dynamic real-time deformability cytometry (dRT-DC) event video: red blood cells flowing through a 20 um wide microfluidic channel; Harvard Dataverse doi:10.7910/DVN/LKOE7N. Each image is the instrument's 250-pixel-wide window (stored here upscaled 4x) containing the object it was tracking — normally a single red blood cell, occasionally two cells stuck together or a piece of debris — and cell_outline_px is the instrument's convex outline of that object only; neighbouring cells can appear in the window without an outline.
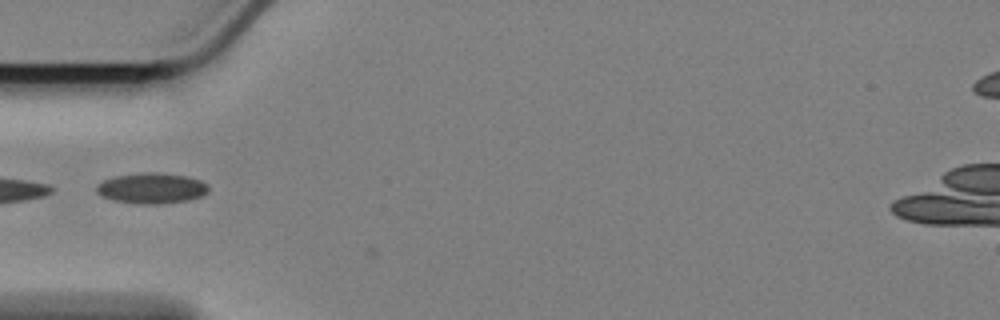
{"species": "Egyptian fruit bat (a non-hibernating species)", "species_latin": "Rousettus aegyptiacus", "temperature_condition": "cold", "stored_images_in_passage": 4, "camera_frame_rate_fps": 3000, "um_per_image_px": 0.085, "animal": {"sex": "female"}, "frame": {"image": 1, "passage_image": 3, "time_ms": 0.667, "image_size_px": [1000, 320], "cell_outline_px": [[208, 192], [200, 196], [188, 200], [156, 204], [140, 204], [116, 200], [104, 196], [96, 192], [96, 184], [104, 180], [116, 176], [144, 172], [156, 172], [188, 176], [200, 180], [208, 184]], "centroid_in_image_um": [12.91, 15.98], "position_along_channel_um": 72.1, "area_um2": 19.83}}